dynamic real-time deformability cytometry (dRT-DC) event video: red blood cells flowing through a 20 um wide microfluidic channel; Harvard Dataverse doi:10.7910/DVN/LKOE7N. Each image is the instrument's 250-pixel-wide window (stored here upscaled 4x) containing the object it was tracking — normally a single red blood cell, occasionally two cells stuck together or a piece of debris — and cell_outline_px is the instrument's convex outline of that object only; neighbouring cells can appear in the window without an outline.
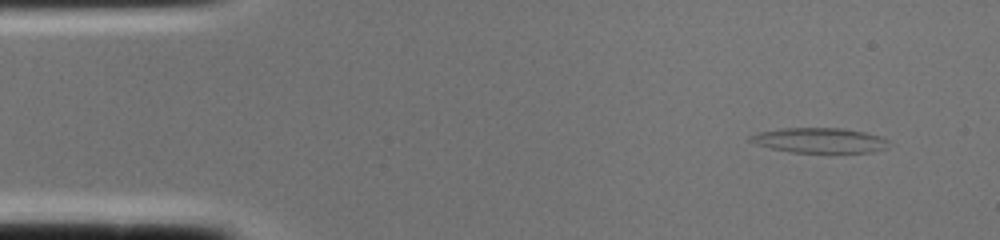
{"species": "common noctule bat (a hibernating species)", "species_latin": "Nyctalus noctula", "temperature_condition": "cold", "stored_images_in_passage": 1, "camera_frame_rate_fps": 3000, "um_per_image_px": 0.085, "animal": {"sex": "female", "body_mass_g": 22.0, "forearm_length_mm": 56.7}, "frame": {"image": 1, "passage_image": 1, "time_ms": 0.0, "image_size_px": [1000, 240], "cell_outline_px": [[888, 148], [872, 152], [792, 152], [772, 148], [756, 144], [748, 140], [748, 136], [760, 132], [784, 128], [844, 128], [864, 132], [880, 136], [888, 140]], "centroid_in_image_um": [69.68, 11.92], "position_along_channel_um": 15.3, "area_um2": 20.06}}